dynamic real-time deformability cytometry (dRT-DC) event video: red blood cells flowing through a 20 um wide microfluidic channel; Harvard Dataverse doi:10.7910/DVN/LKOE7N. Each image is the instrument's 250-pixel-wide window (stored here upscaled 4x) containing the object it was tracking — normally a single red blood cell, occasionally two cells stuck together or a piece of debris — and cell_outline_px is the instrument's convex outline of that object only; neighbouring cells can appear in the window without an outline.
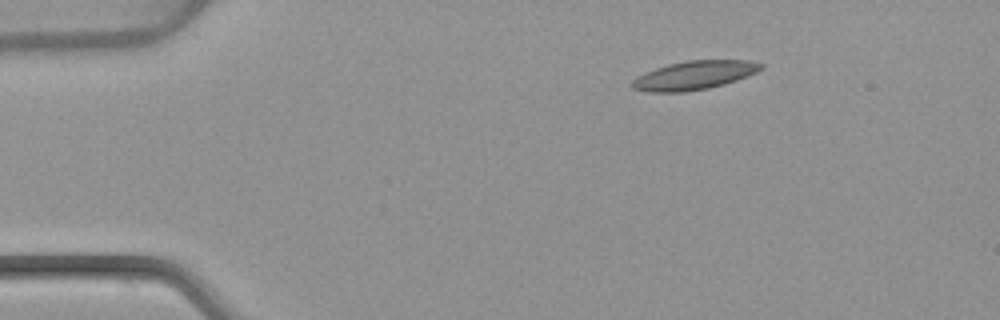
{"species": "common noctule bat (a hibernating species)", "species_latin": "Nyctalus noctula", "temperature_condition": "warm", "stored_images_in_passage": 2, "camera_frame_rate_fps": 3000, "um_per_image_px": 0.085, "animal": {"sex": "female", "body_mass_g": 22.7, "forearm_length_mm": 54.2}, "frame": {"image": 1, "passage_image": 2, "time_ms": 1.667, "image_size_px": [1000, 320], "cell_outline_px": [[764, 68], [748, 76], [724, 84], [708, 88], [684, 92], [648, 92], [632, 88], [632, 80], [636, 76], [644, 72], [668, 64], [688, 60], [748, 60], [764, 64]], "centroid_in_image_um": [59.0, 6.39], "position_along_channel_um": 26.0, "area_um2": 21.62}}